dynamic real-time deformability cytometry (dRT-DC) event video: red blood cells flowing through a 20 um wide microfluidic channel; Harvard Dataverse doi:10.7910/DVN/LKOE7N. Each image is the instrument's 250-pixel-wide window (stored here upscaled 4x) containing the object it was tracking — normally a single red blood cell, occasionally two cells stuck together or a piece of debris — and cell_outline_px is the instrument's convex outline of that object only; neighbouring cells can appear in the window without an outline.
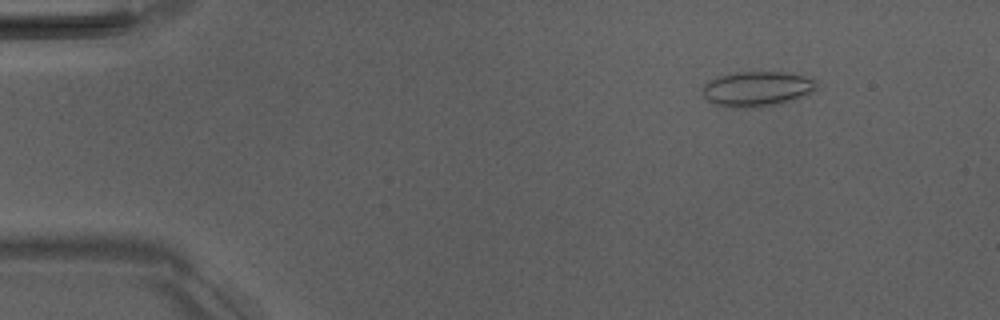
{"species": "Egyptian fruit bat (a non-hibernating species)", "species_latin": "Rousettus aegyptiacus", "temperature_condition": "room temperature", "stored_images_in_passage": 6, "camera_frame_rate_fps": 3000, "um_per_image_px": 0.085, "animal": {"sex": "male"}, "frame": {"image": 1, "passage_image": 2, "time_ms": 1.333, "image_size_px": [1000, 320], "cell_outline_px": [[816, 88], [812, 92], [792, 100], [780, 104], [760, 108], [732, 108], [716, 104], [708, 100], [704, 96], [704, 84], [708, 80], [716, 76], [736, 72], [784, 72], [804, 76], [816, 80]], "centroid_in_image_um": [64.34, 7.56], "position_along_channel_um": 20.7, "area_um2": 23.47}}